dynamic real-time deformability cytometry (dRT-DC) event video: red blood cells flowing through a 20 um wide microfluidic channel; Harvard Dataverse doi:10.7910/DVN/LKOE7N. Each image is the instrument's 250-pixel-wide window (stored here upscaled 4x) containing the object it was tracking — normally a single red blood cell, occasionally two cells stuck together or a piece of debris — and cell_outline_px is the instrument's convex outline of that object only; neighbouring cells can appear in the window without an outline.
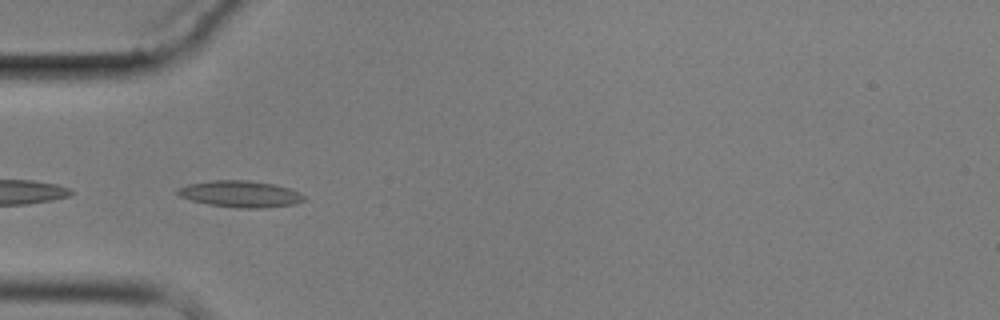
{"species": "common noctule bat (a hibernating species)", "species_latin": "Nyctalus noctula", "temperature_condition": "cold", "stored_images_in_passage": 6, "camera_frame_rate_fps": 3000, "um_per_image_px": 0.085, "animal": {"sex": "male", "body_mass_g": 17.9}, "frame": {"image": 1, "passage_image": 3, "time_ms": 3.333, "image_size_px": [1000, 320], "cell_outline_px": [[304, 200], [296, 204], [264, 208], [240, 208], [208, 204], [192, 200], [180, 196], [176, 192], [180, 188], [188, 184], [216, 180], [248, 180], [276, 184], [300, 192], [304, 196]], "centroid_in_image_um": [20.48, 16.49], "position_along_channel_um": 64.5, "area_um2": 19.42}}
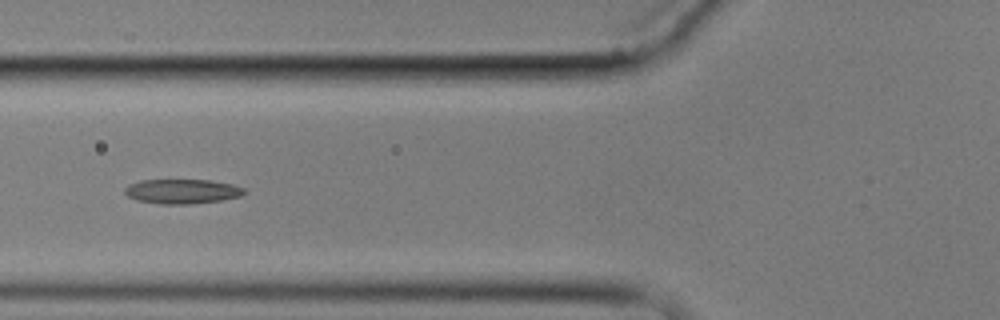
{"frame": {"image": 2, "passage_image": 4, "time_ms": 4.667, "image_size_px": [1000, 320], "cell_outline_px": [[248, 192], [240, 196], [220, 200], [188, 204], [160, 204], [136, 200], [128, 196], [124, 192], [124, 188], [128, 184], [140, 180], [208, 180], [232, 184], [244, 188]], "centroid_in_image_um": [15.46, 16.26], "position_along_channel_um": 110.3, "area_um2": 17.11}}
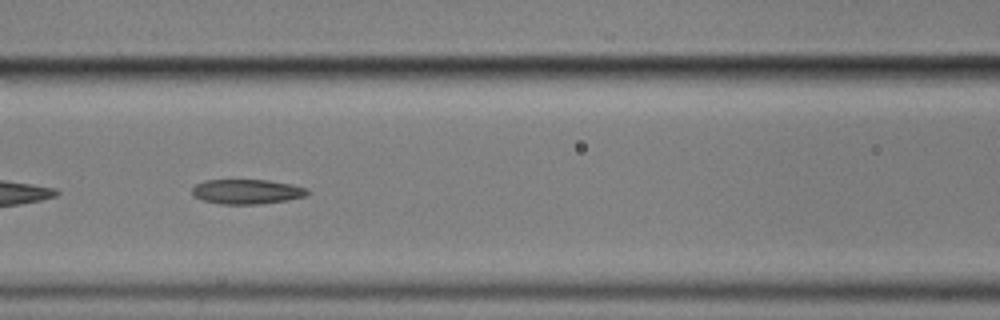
{"frame": {"image": 3, "passage_image": 5, "time_ms": 5.667, "image_size_px": [1000, 320], "cell_outline_px": [[308, 192], [304, 196], [288, 200], [260, 204], [220, 204], [200, 200], [192, 196], [192, 188], [196, 184], [204, 180], [268, 180], [292, 184], [308, 188]], "centroid_in_image_um": [20.94, 16.29], "position_along_channel_um": 145.7, "area_um2": 16.76}}